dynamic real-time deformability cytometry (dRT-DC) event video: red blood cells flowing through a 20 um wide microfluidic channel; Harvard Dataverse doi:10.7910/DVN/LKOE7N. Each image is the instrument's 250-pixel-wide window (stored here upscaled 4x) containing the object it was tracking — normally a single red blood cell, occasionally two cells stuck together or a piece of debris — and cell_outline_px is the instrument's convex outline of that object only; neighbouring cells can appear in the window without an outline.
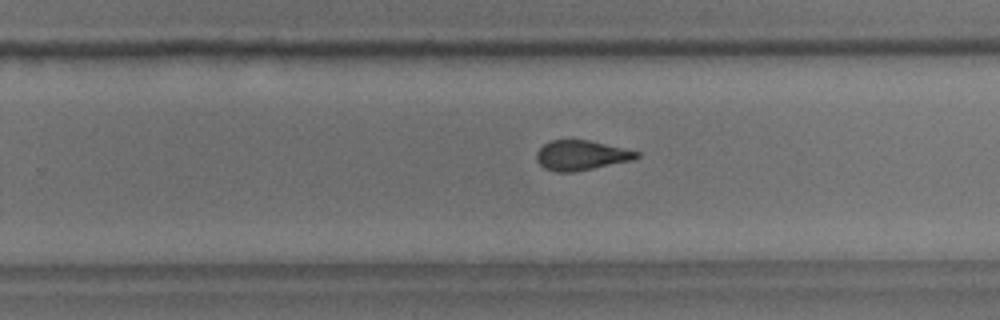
{"species": "common noctule bat (a hibernating species)", "species_latin": "Nyctalus noctula", "temperature_condition": "room temperature", "stored_images_in_passage": 28, "camera_frame_rate_fps": 3000, "um_per_image_px": 0.085, "animal": {"sex": "male", "body_mass_g": 18.8}, "frame": {"image": 1, "passage_image": 20, "time_ms": 6.333, "image_size_px": [1000, 320], "cell_outline_px": [[640, 156], [632, 160], [572, 172], [556, 172], [544, 168], [536, 160], [536, 152], [544, 144], [552, 140], [588, 140], [640, 152]], "centroid_in_image_um": [49.37, 13.2], "position_along_channel_um": 280.4, "area_um2": 17.17}}